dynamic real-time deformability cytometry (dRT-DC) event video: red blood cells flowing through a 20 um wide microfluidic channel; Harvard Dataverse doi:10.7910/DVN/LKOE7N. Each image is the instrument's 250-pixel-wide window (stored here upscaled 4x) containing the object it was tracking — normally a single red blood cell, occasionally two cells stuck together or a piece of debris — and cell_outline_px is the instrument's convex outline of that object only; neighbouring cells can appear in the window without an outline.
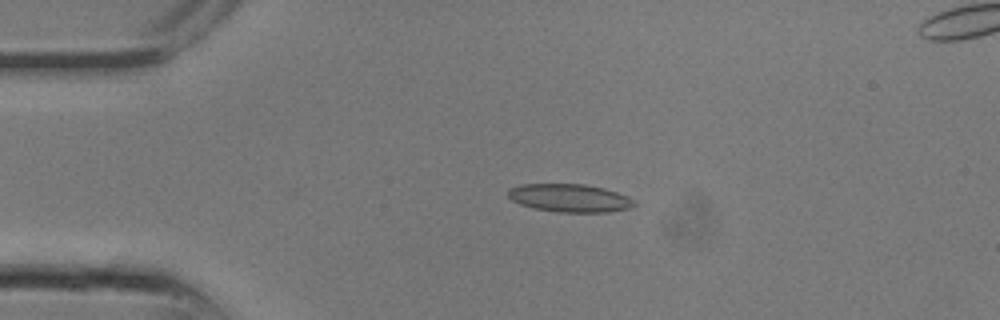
{"species": "common noctule bat (a hibernating species)", "species_latin": "Nyctalus noctula", "temperature_condition": "room temperature", "stored_images_in_passage": 4, "camera_frame_rate_fps": 3000, "um_per_image_px": 0.085, "animal": {"sex": "male", "body_mass_g": 13.3}, "frame": {"image": 1, "passage_image": 1, "time_ms": 0.0, "image_size_px": [1000, 320], "cell_outline_px": [[636, 204], [628, 208], [608, 212], [556, 212], [536, 208], [520, 204], [512, 200], [508, 196], [508, 188], [520, 184], [584, 184], [604, 188], [628, 196], [636, 200]], "centroid_in_image_um": [48.42, 16.82], "position_along_channel_um": 36.6, "area_um2": 20.63}}